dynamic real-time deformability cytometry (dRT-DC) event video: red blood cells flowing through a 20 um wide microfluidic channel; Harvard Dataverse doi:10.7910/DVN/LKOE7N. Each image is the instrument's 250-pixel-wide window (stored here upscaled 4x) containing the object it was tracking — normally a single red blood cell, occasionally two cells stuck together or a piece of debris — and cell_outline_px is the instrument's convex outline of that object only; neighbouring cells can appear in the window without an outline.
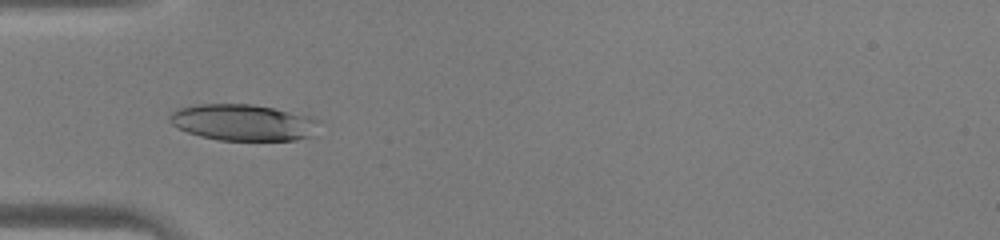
{"species": "human", "species_latin": "Homo sapiens", "temperature_condition": "warm", "stored_images_in_passage": 30, "camera_frame_rate_fps": 3000, "um_per_image_px": 0.085, "donor": {"sex": "male"}, "frame": {"image": 1, "passage_image": 2, "time_ms": 0.333, "image_size_px": [1000, 240], "cell_outline_px": [[320, 120], [312, 136], [296, 140], [220, 140], [200, 136], [188, 132], [172, 124], [168, 120], [168, 116], [172, 112], [180, 108], [200, 104], [252, 104], [272, 108], [308, 116]], "centroid_in_image_um": [20.66, 10.41], "position_along_channel_um": 64.3, "area_um2": 31.39}}
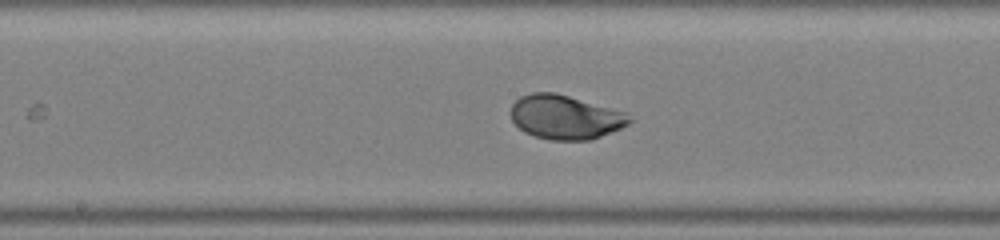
{"frame": {"image": 2, "passage_image": 11, "time_ms": 3.333, "image_size_px": [1000, 240], "cell_outline_px": [[632, 120], [628, 124], [620, 128], [592, 140], [552, 140], [536, 136], [524, 132], [512, 120], [512, 104], [520, 96], [532, 92], [556, 92], [628, 112]], "centroid_in_image_um": [48.08, 9.94], "position_along_channel_um": 200.1, "area_um2": 30.58}}
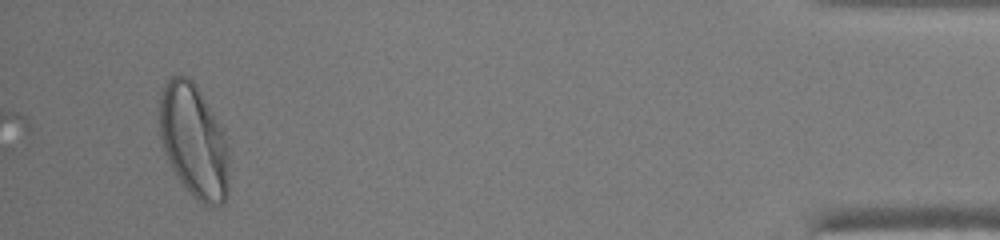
{"frame": {"image": 3, "passage_image": 30, "time_ms": 9.667, "image_size_px": [1000, 240], "cell_outline_px": [[228, 196], [224, 204], [216, 208], [212, 208], [204, 204], [192, 196], [180, 180], [172, 168], [168, 160], [160, 136], [160, 92], [164, 84], [172, 76], [184, 76], [192, 80], [196, 84], [224, 132], [228, 156]], "centroid_in_image_um": [16.49, 12.03], "position_along_channel_um": 418.7, "area_um2": 45.95}}